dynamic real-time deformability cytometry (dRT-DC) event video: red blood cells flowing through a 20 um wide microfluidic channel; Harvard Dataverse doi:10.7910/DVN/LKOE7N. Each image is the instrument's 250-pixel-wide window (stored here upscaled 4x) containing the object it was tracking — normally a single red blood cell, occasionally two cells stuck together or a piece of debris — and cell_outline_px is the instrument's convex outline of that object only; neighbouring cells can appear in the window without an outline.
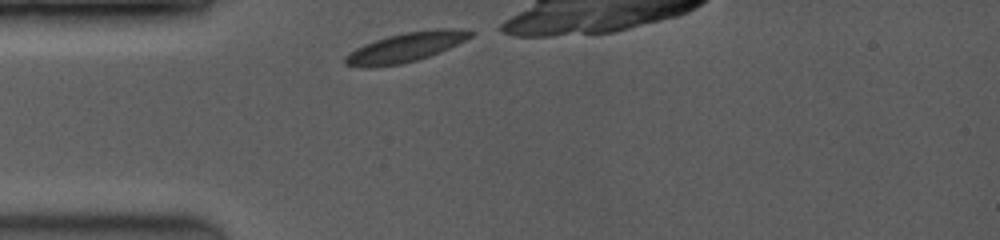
{"species": "common noctule bat (a hibernating species)", "species_latin": "Nyctalus noctula", "temperature_condition": "room temperature", "stored_images_in_passage": 5, "camera_frame_rate_fps": 3500, "um_per_image_px": 0.085, "animal": {"sex": "female", "body_mass_g": 19.0, "forearm_length_mm": 53.3}, "frame": {"image": 1, "passage_image": 1, "time_ms": 0.0, "image_size_px": [1000, 240], "cell_outline_px": [[476, 32], [472, 36], [440, 52], [416, 60], [400, 64], [368, 68], [344, 64], [344, 56], [348, 52], [364, 44], [388, 36], [404, 32], [436, 28], [452, 28]], "centroid_in_image_um": [34.44, 4.01], "position_along_channel_um": 50.6, "area_um2": 21.39}}
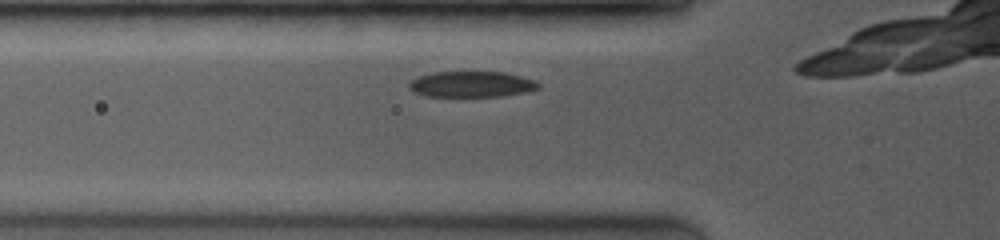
{"frame": {"image": 2, "passage_image": 3, "time_ms": 1.143, "image_size_px": [1000, 240], "cell_outline_px": [[540, 88], [524, 92], [504, 96], [428, 96], [412, 92], [408, 88], [408, 84], [412, 80], [420, 76], [432, 72], [504, 72], [536, 80], [540, 84]], "centroid_in_image_um": [40.08, 7.16], "position_along_channel_um": 85.7, "area_um2": 19.48}}